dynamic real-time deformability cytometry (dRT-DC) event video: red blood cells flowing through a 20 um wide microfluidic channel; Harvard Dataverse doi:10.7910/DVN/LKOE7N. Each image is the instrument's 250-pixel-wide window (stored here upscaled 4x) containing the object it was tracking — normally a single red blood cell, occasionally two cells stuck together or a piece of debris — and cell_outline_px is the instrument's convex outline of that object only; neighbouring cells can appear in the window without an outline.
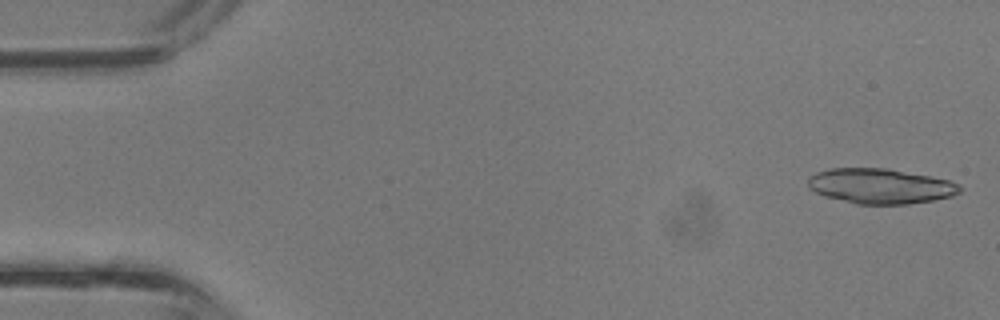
{"species": "common noctule bat (a hibernating species)", "species_latin": "Nyctalus noctula", "temperature_condition": "room temperature", "stored_images_in_passage": 37, "camera_frame_rate_fps": 3000, "um_per_image_px": 0.085, "animal": {"sex": "male", "body_mass_g": 13.3}, "frame": {"image": 1, "passage_image": 1, "time_ms": 0.0, "image_size_px": [1000, 320], "cell_outline_px": [[960, 192], [952, 196], [932, 200], [908, 204], [856, 204], [824, 196], [808, 188], [808, 176], [816, 172], [832, 168], [888, 168], [948, 180], [960, 184]], "centroid_in_image_um": [74.8, 15.82], "position_along_channel_um": 10.2, "area_um2": 31.04}}
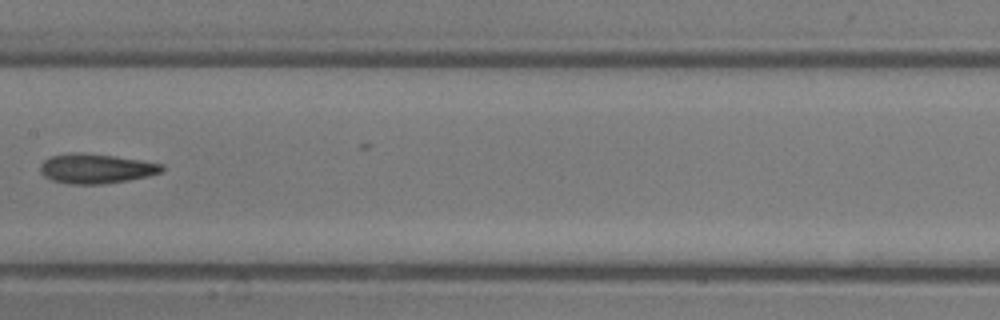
{"frame": {"image": 2, "passage_image": 19, "time_ms": 6.0, "image_size_px": [1000, 320], "cell_outline_px": [[164, 168], [160, 172], [148, 176], [128, 180], [104, 184], [68, 184], [52, 180], [44, 176], [40, 172], [40, 164], [44, 160], [52, 156], [72, 152], [76, 152], [116, 156], [164, 164]], "centroid_in_image_um": [8.15, 14.33], "position_along_channel_um": 199.3, "area_um2": 21.04}}
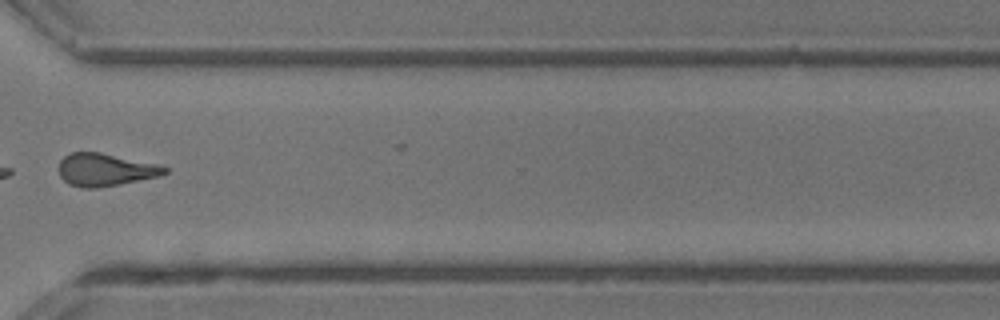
{"frame": {"image": 3, "passage_image": 28, "time_ms": 9.0, "image_size_px": [1000, 320], "cell_outline_px": [[168, 172], [160, 176], [120, 184], [96, 188], [84, 188], [68, 184], [60, 176], [60, 160], [64, 156], [72, 152], [100, 152], [156, 164], [168, 168]], "centroid_in_image_um": [8.94, 14.43], "position_along_channel_um": 361.7, "area_um2": 20.0}}